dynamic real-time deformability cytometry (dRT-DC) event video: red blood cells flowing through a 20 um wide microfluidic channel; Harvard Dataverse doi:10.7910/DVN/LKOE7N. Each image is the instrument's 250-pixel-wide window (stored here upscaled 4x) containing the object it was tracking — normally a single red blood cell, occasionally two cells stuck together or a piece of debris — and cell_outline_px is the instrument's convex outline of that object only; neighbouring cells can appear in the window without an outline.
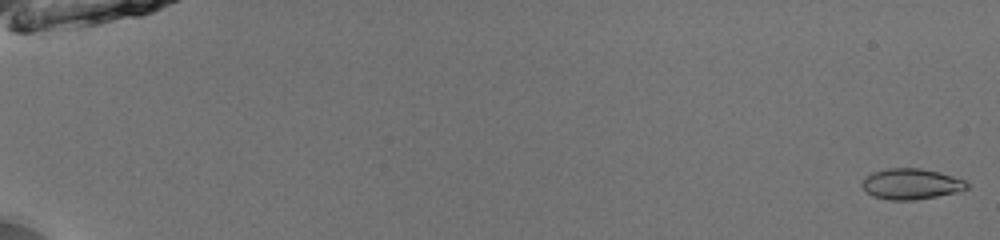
{"species": "common noctule bat (a hibernating species)", "species_latin": "Nyctalus noctula", "temperature_condition": "room temperature", "stored_images_in_passage": 52, "camera_frame_rate_fps": 3000, "um_per_image_px": 0.085, "animal": {"sex": "male", "body_mass_g": 13.0, "forearm_length_mm": 53.1}, "frame": {"image": 1, "passage_image": 1, "time_ms": 0.0, "image_size_px": [1000, 240], "cell_outline_px": [[968, 188], [960, 192], [912, 200], [888, 200], [872, 196], [860, 184], [872, 172], [884, 168], [920, 168], [968, 180]], "centroid_in_image_um": [77.47, 15.64], "position_along_channel_um": 7.5, "area_um2": 18.79}}
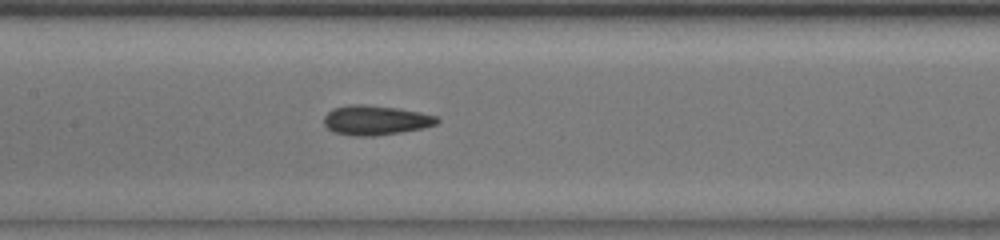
{"frame": {"image": 2, "passage_image": 28, "time_ms": 9.0, "image_size_px": [1000, 240], "cell_outline_px": [[440, 120], [436, 124], [424, 128], [376, 136], [352, 136], [332, 132], [324, 124], [324, 116], [332, 108], [348, 104], [360, 104], [396, 108], [420, 112], [436, 116]], "centroid_in_image_um": [31.89, 10.22], "position_along_channel_um": 175.5, "area_um2": 19.59}}
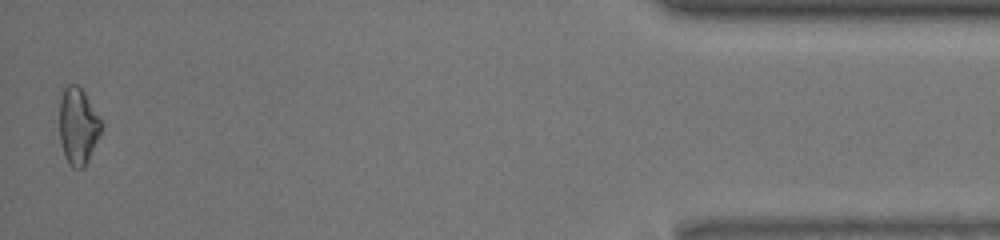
{"frame": {"image": 3, "passage_image": 52, "time_ms": 17.0, "image_size_px": [1000, 240], "cell_outline_px": [[104, 124], [88, 160], [84, 168], [72, 168], [68, 164], [64, 156], [60, 140], [60, 100], [64, 84], [76, 84], [84, 92]], "centroid_in_image_um": [6.62, 10.71], "position_along_channel_um": 428.6, "area_um2": 18.79}, "authors_computed_cell_mechanics": {"area_um2": 18.9295, "velocity_mm_per_s": 4.0109, "shape_relaxation_time_tau1_ms": 5.5307, "shape_relaxation_time_tau2_ms": 3.5916, "deformation_change_tau1": 0.1132, "deformation_change_tau2": 0.0863}}